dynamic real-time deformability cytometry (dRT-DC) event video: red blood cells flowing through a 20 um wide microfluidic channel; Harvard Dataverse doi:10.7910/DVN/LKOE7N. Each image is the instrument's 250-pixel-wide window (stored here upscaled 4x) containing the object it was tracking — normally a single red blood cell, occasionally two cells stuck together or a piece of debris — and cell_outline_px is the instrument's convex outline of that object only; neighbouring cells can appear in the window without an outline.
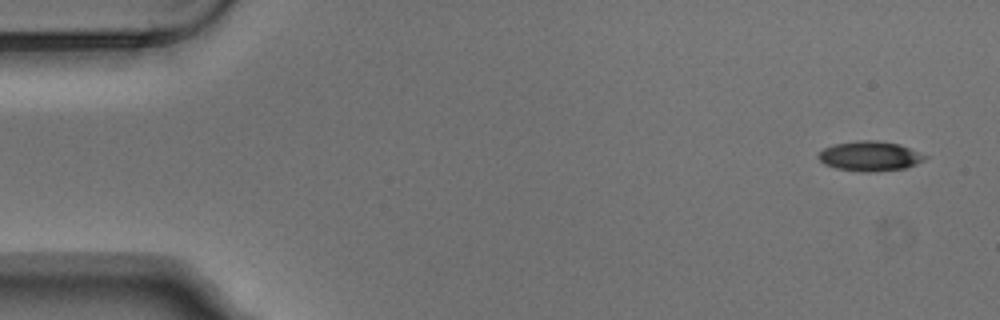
{"species": "Egyptian fruit bat (a non-hibernating species)", "species_latin": "Rousettus aegyptiacus", "temperature_condition": "warm", "stored_images_in_passage": 5, "segment_of_instrument_passage": [1, 2], "camera_frame_rate_fps": 3000, "um_per_image_px": 0.085, "animal": {"sex": "male"}, "frame": {"image": 1, "passage_image": 1, "time_ms": 0.0, "image_size_px": [1000, 320], "cell_outline_px": [[928, 156], [924, 160], [916, 164], [904, 168], [872, 172], [868, 172], [836, 168], [824, 164], [816, 156], [824, 148], [836, 144], [856, 140], [876, 140], [900, 144]], "centroid_in_image_um": [73.94, 13.26], "position_along_channel_um": 11.1, "area_um2": 18.38}}
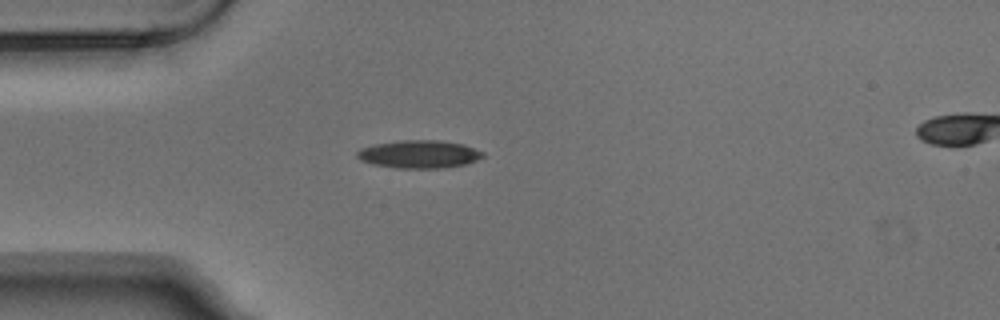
{"frame": {"image": 2, "passage_image": 4, "time_ms": 1.0, "image_size_px": [1000, 320], "cell_outline_px": [[484, 156], [476, 160], [464, 164], [444, 168], [396, 168], [372, 164], [360, 160], [356, 156], [356, 152], [360, 148], [372, 144], [400, 140], [440, 140], [464, 144], [484, 152]], "centroid_in_image_um": [35.59, 13.1], "position_along_channel_um": 49.4, "area_um2": 20.63}}